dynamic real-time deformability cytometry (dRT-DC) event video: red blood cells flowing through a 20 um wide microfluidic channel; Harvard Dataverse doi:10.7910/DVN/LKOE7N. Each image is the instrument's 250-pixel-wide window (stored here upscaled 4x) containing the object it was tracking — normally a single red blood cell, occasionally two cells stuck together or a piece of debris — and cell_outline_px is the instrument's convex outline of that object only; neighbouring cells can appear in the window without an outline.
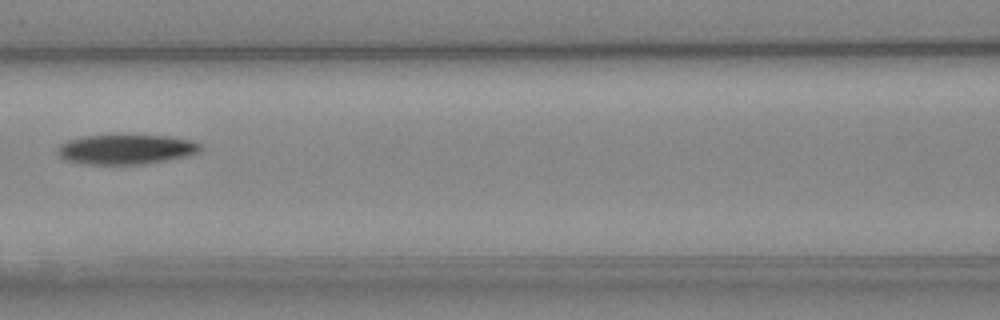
{"species": "Egyptian fruit bat (a non-hibernating species)", "species_latin": "Rousettus aegyptiacus", "temperature_condition": "cold", "stored_images_in_passage": 7, "camera_frame_rate_fps": 3000, "um_per_image_px": 0.085, "animal": {"sex": "female"}, "frame": {"image": 1, "passage_image": 7, "time_ms": 7.0, "image_size_px": [1000, 320], "cell_outline_px": [[200, 152], [184, 156], [148, 164], [84, 164], [68, 160], [60, 156], [60, 144], [68, 140], [84, 136], [168, 136], [192, 140], [200, 144]], "centroid_in_image_um": [10.75, 12.7], "position_along_channel_um": 155.8, "area_um2": 24.28}}